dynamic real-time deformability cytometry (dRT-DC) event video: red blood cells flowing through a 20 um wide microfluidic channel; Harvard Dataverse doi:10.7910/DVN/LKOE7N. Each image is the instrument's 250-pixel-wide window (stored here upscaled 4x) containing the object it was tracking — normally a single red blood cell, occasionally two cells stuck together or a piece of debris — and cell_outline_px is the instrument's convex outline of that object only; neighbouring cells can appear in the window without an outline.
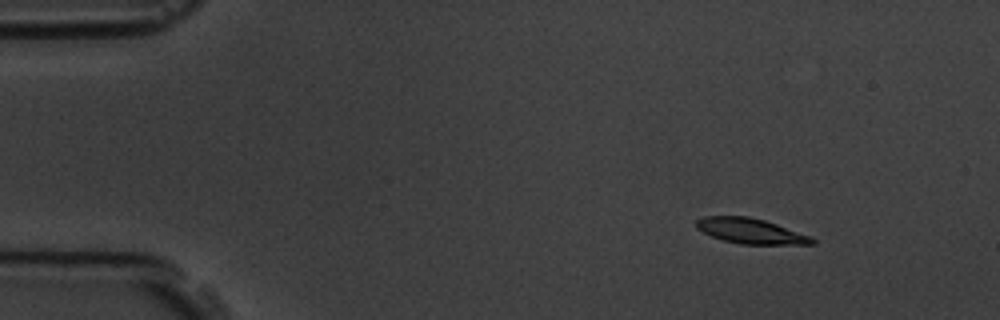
{"species": "common noctule bat (a hibernating species)", "species_latin": "Nyctalus noctula", "temperature_condition": "room temperature", "stored_images_in_passage": 9, "camera_frame_rate_fps": 3000, "um_per_image_px": 0.085, "animal": {"sex": "male", "body_mass_g": 19.5, "forearm_length_mm": 54.6}, "frame": {"image": 1, "passage_image": 1, "time_ms": 0.0, "image_size_px": [1000, 320], "cell_outline_px": [[816, 244], [740, 244], [724, 240], [712, 236], [696, 228], [696, 220], [704, 216], [748, 216], [764, 220], [812, 236], [816, 240]], "centroid_in_image_um": [63.83, 19.63], "position_along_channel_um": 21.2, "area_um2": 16.99}}
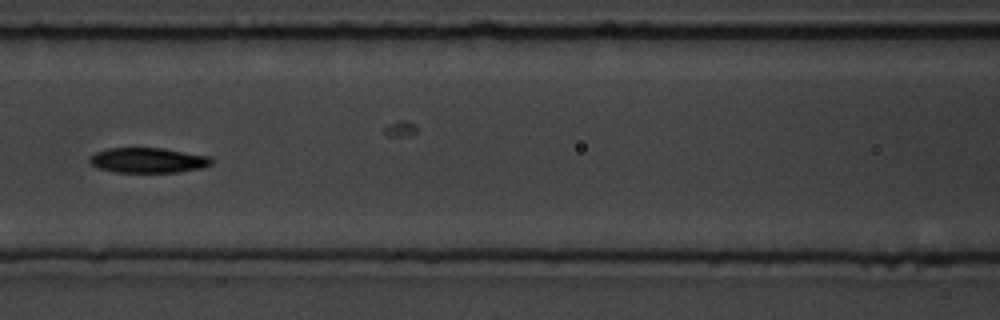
{"frame": {"image": 2, "passage_image": 6, "time_ms": 6.0, "image_size_px": [1000, 320], "cell_outline_px": [[216, 160], [212, 164], [200, 168], [180, 172], [116, 172], [100, 168], [92, 164], [88, 160], [96, 152], [108, 148], [160, 148], [212, 156]], "centroid_in_image_um": [12.66, 13.62], "position_along_channel_um": 153.9, "area_um2": 17.8}}
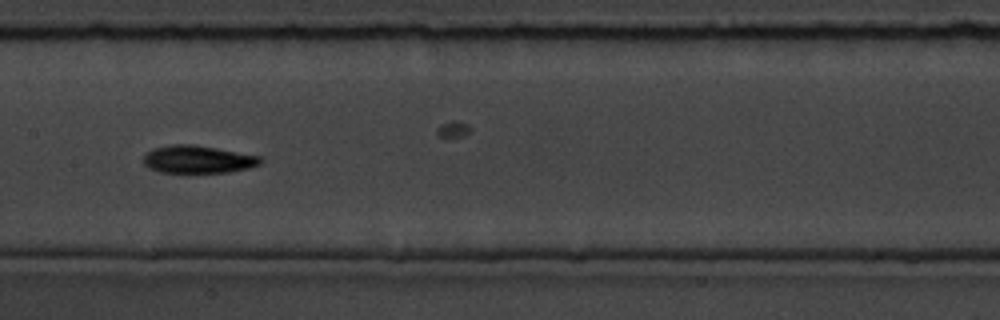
{"frame": {"image": 3, "passage_image": 7, "time_ms": 7.0, "image_size_px": [1000, 320], "cell_outline_px": [[264, 160], [260, 164], [248, 168], [228, 172], [160, 172], [148, 168], [144, 164], [144, 156], [152, 148], [172, 144], [192, 144], [216, 148], [260, 156]], "centroid_in_image_um": [16.81, 13.54], "position_along_channel_um": 190.6, "area_um2": 18.79}}